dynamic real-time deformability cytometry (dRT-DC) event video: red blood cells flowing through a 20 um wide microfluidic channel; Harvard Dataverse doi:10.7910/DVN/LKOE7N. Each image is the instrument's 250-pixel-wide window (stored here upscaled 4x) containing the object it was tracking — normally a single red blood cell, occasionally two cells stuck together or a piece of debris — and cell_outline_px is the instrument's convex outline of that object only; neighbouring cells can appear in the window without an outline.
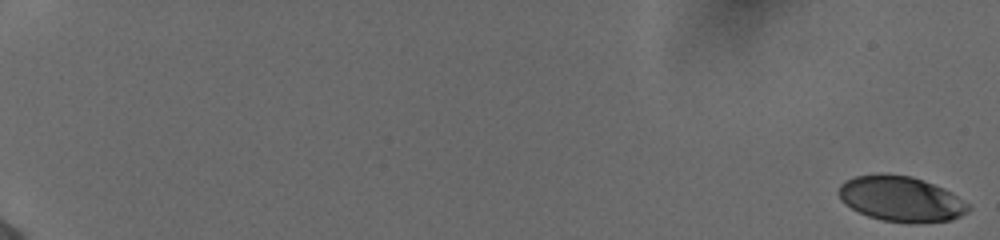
{"species": "human", "species_latin": "Homo sapiens", "temperature_condition": "cold", "stored_images_in_passage": 57, "camera_frame_rate_fps": 3000, "um_per_image_px": 0.085, "donor": {"sex": "female"}, "frame": {"image": 1, "passage_image": 1, "time_ms": 0.0, "image_size_px": [1000, 240], "cell_outline_px": [[972, 208], [968, 212], [952, 220], [880, 220], [868, 216], [844, 204], [840, 200], [840, 184], [856, 176], [876, 172], [884, 172], [912, 176], [924, 180], [944, 188], [952, 192], [968, 204]], "centroid_in_image_um": [76.57, 16.84], "position_along_channel_um": 8.4, "area_um2": 33.7}}
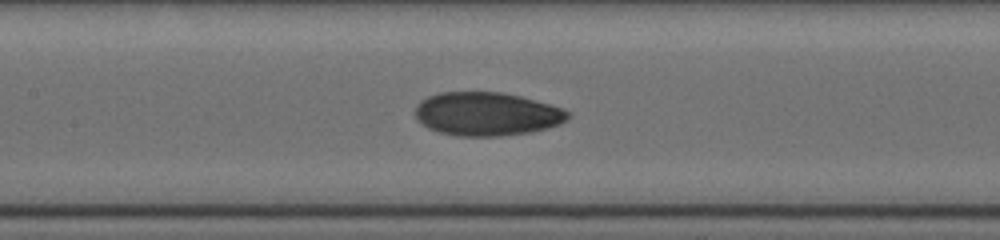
{"frame": {"image": 2, "passage_image": 31, "time_ms": 10.0, "image_size_px": [1000, 240], "cell_outline_px": [[568, 120], [560, 124], [548, 128], [532, 132], [500, 136], [456, 136], [440, 132], [428, 128], [420, 124], [416, 120], [416, 108], [420, 100], [428, 96], [440, 92], [500, 92], [520, 96], [564, 108], [568, 112]], "centroid_in_image_um": [41.37, 9.69], "position_along_channel_um": 166.0, "area_um2": 38.9}}
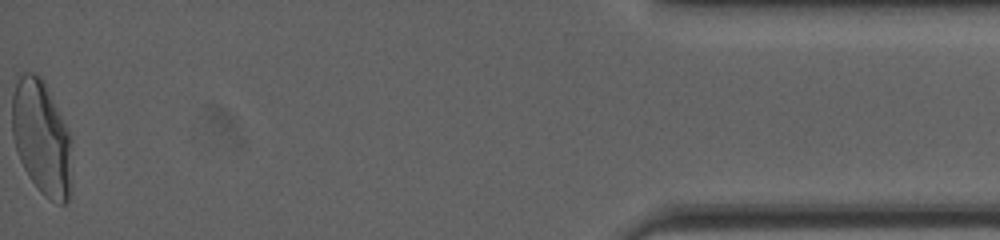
{"frame": {"image": 3, "passage_image": 57, "time_ms": 18.667, "image_size_px": [1000, 240], "cell_outline_px": [[72, 192], [68, 200], [64, 204], [60, 204], [44, 196], [40, 192], [28, 176], [16, 152], [12, 136], [12, 96], [16, 72], [36, 72], [44, 80], [72, 140]], "centroid_in_image_um": [3.53, 11.7], "position_along_channel_um": 431.7, "area_um2": 40.98}, "authors_computed_cell_mechanics": {"area_um2": 37.3388, "velocity_mm_per_s": 3.8879, "shape_relaxation_time_tau1_ms": 5.1165, "shape_relaxation_time_tau2_ms": 1.4986, "deformation_change_tau1": 0.182, "deformation_change_tau2": 0.0519}}